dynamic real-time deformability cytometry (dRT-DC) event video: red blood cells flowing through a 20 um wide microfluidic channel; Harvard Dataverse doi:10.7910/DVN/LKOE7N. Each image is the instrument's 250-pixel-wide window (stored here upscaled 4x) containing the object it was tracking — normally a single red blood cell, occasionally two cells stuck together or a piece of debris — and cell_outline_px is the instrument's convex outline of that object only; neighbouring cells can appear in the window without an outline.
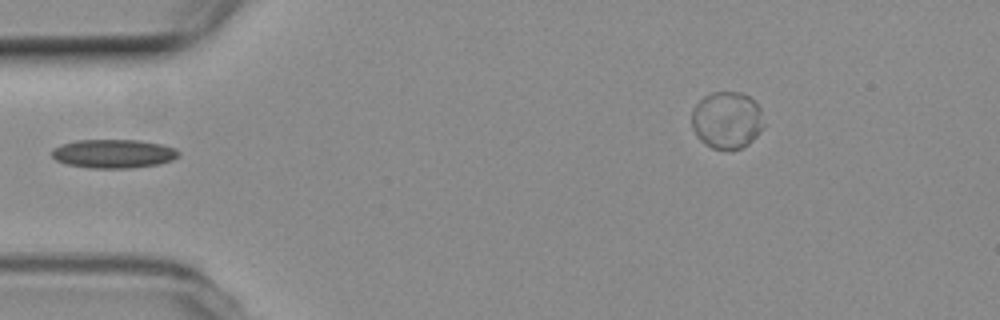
{"species": "common noctule bat (a hibernating species)", "species_latin": "Nyctalus noctula", "temperature_condition": "room temperature", "stored_images_in_passage": 5, "camera_frame_rate_fps": 3000, "um_per_image_px": 0.085, "animal": {"sex": "female", "body_mass_g": 19.3, "forearm_length_mm": 54.1}, "frame": {"image": 1, "passage_image": 1, "time_ms": 0.0, "image_size_px": [1000, 320], "cell_outline_px": [[180, 156], [172, 160], [160, 164], [132, 168], [88, 168], [68, 164], [56, 160], [52, 156], [52, 148], [76, 140], [140, 140], [160, 144], [176, 148], [180, 152]], "centroid_in_image_um": [9.69, 13.07], "position_along_channel_um": 75.3, "area_um2": 21.33}}